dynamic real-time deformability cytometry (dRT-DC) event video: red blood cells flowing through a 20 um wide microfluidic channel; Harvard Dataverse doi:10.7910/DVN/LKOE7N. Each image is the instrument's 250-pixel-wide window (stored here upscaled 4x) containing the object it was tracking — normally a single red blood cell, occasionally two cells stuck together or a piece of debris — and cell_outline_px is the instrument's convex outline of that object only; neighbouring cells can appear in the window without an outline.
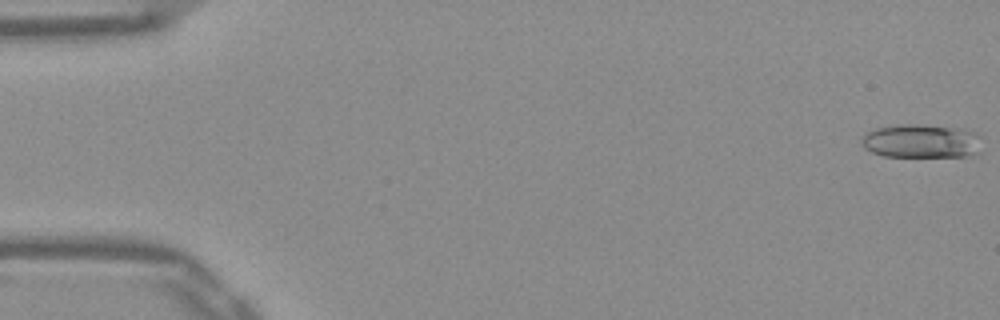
{"species": "Egyptian fruit bat (a non-hibernating species)", "species_latin": "Rousettus aegyptiacus", "temperature_condition": "warm", "stored_images_in_passage": 52, "camera_frame_rate_fps": 3000, "um_per_image_px": 0.085, "frame": {"image": 1, "passage_image": 1, "time_ms": 0.0, "image_size_px": [1000, 320], "cell_outline_px": [[980, 136], [972, 152], [964, 156], [884, 156], [872, 152], [864, 148], [860, 140], [868, 132], [876, 128], [900, 124], [912, 124], [964, 128], [976, 132]], "centroid_in_image_um": [78.22, 11.97], "position_along_channel_um": 6.8, "area_um2": 23.12}}
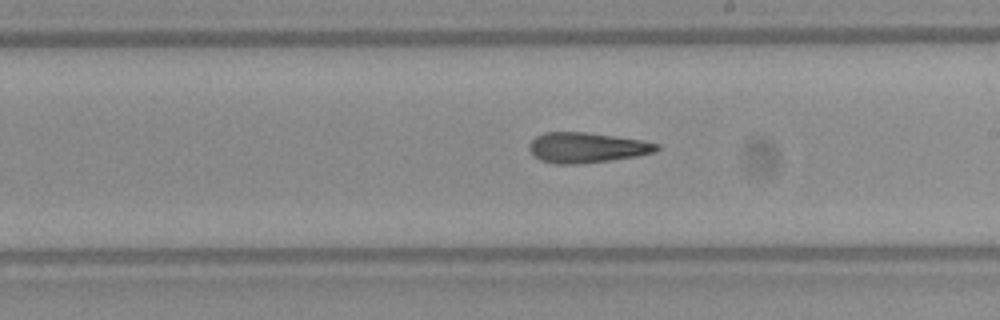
{"frame": {"image": 2, "passage_image": 30, "time_ms": 9.667, "image_size_px": [1000, 320], "cell_outline_px": [[660, 148], [656, 152], [636, 156], [612, 160], [576, 164], [556, 164], [540, 160], [528, 148], [528, 144], [536, 136], [544, 132], [584, 132], [640, 140], [660, 144]], "centroid_in_image_um": [49.87, 12.55], "position_along_channel_um": 239.1, "area_um2": 22.37}}
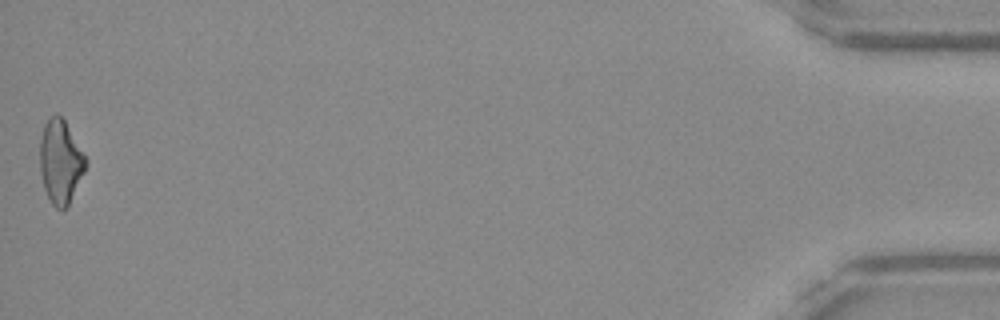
{"frame": {"image": 3, "passage_image": 52, "time_ms": 17.0, "image_size_px": [1000, 320], "cell_outline_px": [[88, 164], [68, 208], [56, 208], [52, 204], [44, 188], [40, 172], [40, 140], [44, 124], [56, 112], [64, 120], [88, 160]], "centroid_in_image_um": [5.15, 13.77], "position_along_channel_um": 430.0, "area_um2": 22.37}, "authors_computed_cell_mechanics": {"area_um2": 22.3686, "velocity_mm_per_s": 3.9237, "shape_relaxation_time_tau1_ms": null, "shape_relaxation_time_tau2_ms": 7.287, "deformation_change_tau1": null, "deformation_change_tau2": 0.2322}}